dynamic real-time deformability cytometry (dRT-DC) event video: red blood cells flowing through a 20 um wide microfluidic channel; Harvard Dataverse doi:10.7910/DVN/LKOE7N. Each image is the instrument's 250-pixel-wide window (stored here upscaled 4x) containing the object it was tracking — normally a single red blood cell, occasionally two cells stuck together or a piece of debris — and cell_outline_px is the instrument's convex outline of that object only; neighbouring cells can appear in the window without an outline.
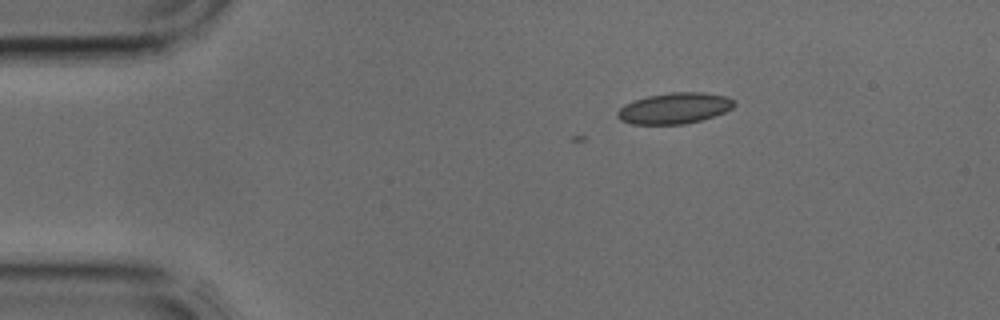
{"species": "common noctule bat (a hibernating species)", "species_latin": "Nyctalus noctula", "temperature_condition": "cold", "stored_images_in_passage": 5, "camera_frame_rate_fps": 3000, "um_per_image_px": 0.085, "animal": {"sex": "male", "body_mass_g": 17.9, "forearm_length_mm": 54.2}, "frame": {"image": 1, "passage_image": 2, "time_ms": 0.333, "image_size_px": [1000, 320], "cell_outline_px": [[736, 104], [732, 108], [724, 112], [700, 120], [684, 124], [632, 124], [620, 120], [616, 116], [616, 112], [624, 104], [648, 96], [668, 92], [704, 92], [728, 96], [736, 100]], "centroid_in_image_um": [57.34, 9.19], "position_along_channel_um": 27.7, "area_um2": 21.15}}